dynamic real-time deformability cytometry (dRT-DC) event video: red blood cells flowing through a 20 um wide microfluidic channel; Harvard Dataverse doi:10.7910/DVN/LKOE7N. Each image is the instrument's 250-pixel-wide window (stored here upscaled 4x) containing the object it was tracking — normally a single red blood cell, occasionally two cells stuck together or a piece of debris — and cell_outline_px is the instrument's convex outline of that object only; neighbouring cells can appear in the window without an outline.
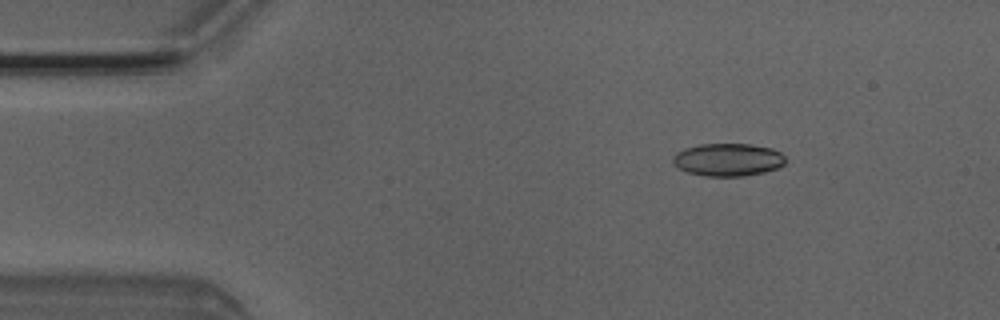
{"species": "Egyptian fruit bat (a non-hibernating species)", "species_latin": "Rousettus aegyptiacus", "temperature_condition": "room temperature", "stored_images_in_passage": 5, "camera_frame_rate_fps": 3000, "um_per_image_px": 0.085, "animal": {"sex": "male"}, "frame": {"image": 1, "passage_image": 2, "time_ms": 0.333, "image_size_px": [1000, 320], "cell_outline_px": [[788, 160], [784, 164], [776, 168], [764, 172], [744, 176], [704, 176], [688, 172], [672, 164], [672, 156], [676, 152], [684, 148], [700, 144], [752, 144], [772, 148], [780, 152]], "centroid_in_image_um": [61.87, 13.57], "position_along_channel_um": 23.1, "area_um2": 21.68}}